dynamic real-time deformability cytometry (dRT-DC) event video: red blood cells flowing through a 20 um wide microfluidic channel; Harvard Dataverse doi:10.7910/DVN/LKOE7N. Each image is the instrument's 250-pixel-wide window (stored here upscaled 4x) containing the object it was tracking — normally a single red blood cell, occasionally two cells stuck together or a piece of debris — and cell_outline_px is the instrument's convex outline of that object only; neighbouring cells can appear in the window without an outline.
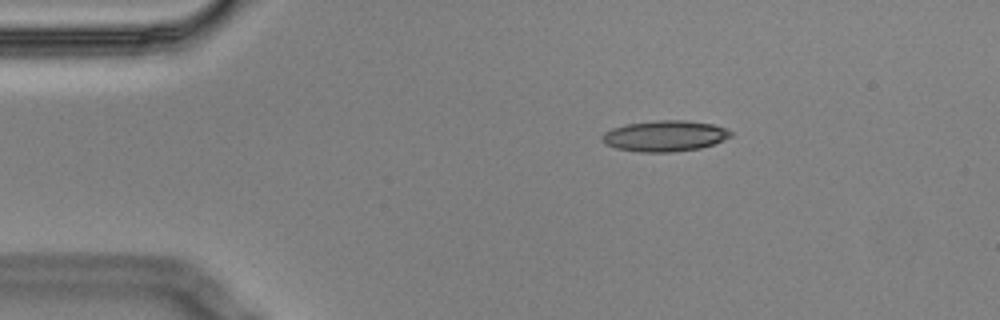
{"species": "Egyptian fruit bat (a non-hibernating species)", "species_latin": "Rousettus aegyptiacus", "temperature_condition": "cold", "stored_images_in_passage": 4, "camera_frame_rate_fps": 3000, "um_per_image_px": 0.085, "animal": {"sex": "male"}, "frame": {"image": 1, "passage_image": 1, "time_ms": 0.0, "image_size_px": [1000, 320], "cell_outline_px": [[732, 136], [724, 140], [700, 148], [672, 152], [636, 152], [616, 148], [604, 144], [600, 140], [600, 136], [604, 132], [612, 128], [624, 124], [656, 120], [684, 120], [712, 124], [724, 128], [732, 132]], "centroid_in_image_um": [56.45, 11.56], "position_along_channel_um": 28.6, "area_um2": 23.35}}
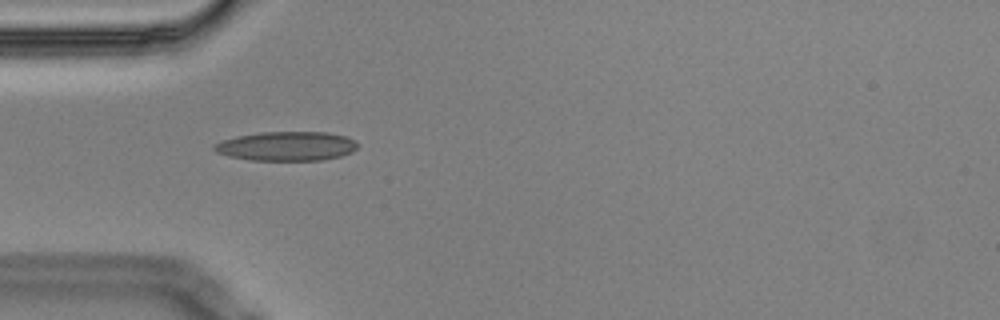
{"frame": {"image": 2, "passage_image": 3, "time_ms": 0.667, "image_size_px": [1000, 320], "cell_outline_px": [[356, 148], [352, 152], [340, 156], [324, 160], [252, 160], [228, 156], [216, 152], [212, 148], [220, 140], [236, 136], [260, 132], [328, 132], [344, 136], [356, 140]], "centroid_in_image_um": [24.34, 12.42], "position_along_channel_um": 60.7, "area_um2": 24.45}}
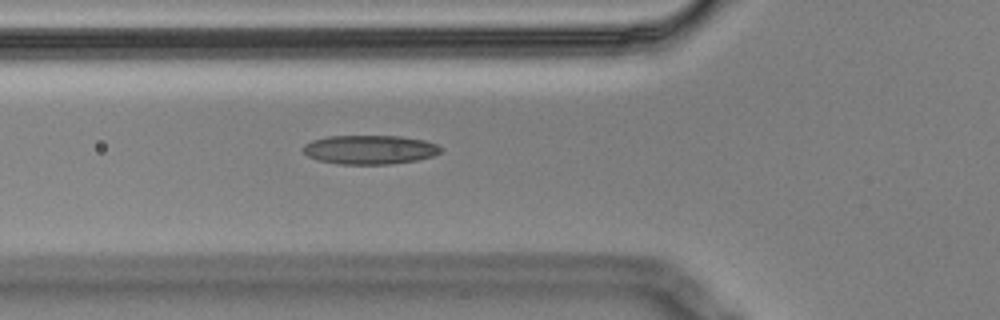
{"frame": {"image": 3, "passage_image": 4, "time_ms": 1.0, "image_size_px": [1000, 320], "cell_outline_px": [[444, 148], [440, 152], [432, 156], [416, 160], [388, 164], [340, 164], [320, 160], [308, 156], [304, 152], [304, 144], [312, 140], [328, 136], [400, 136], [424, 140], [436, 144]], "centroid_in_image_um": [31.45, 12.71], "position_along_channel_um": 94.4, "area_um2": 23.12}}